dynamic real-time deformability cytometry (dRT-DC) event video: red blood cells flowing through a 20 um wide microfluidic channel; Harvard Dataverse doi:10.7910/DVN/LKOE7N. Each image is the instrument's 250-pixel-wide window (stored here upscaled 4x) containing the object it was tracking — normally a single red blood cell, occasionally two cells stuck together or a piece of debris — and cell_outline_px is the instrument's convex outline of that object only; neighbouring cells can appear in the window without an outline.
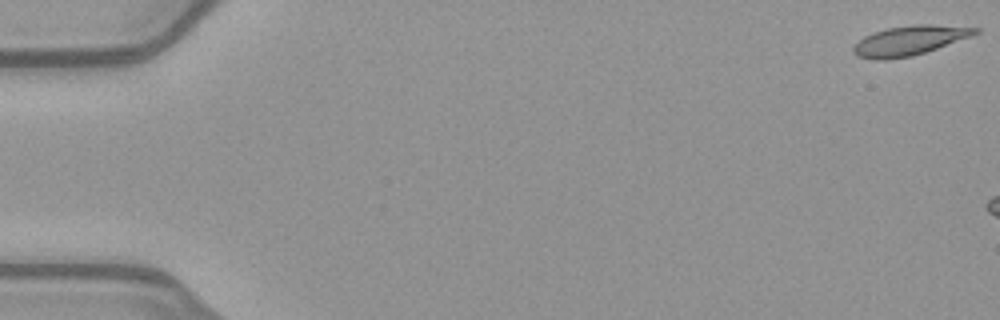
{"species": "common noctule bat (a hibernating species)", "species_latin": "Nyctalus noctula", "temperature_condition": "warm", "stored_images_in_passage": 6, "camera_frame_rate_fps": 3000, "um_per_image_px": 0.085, "animal": {"sex": "female", "body_mass_g": 21.9}, "frame": {"image": 1, "passage_image": 1, "time_ms": 0.0, "image_size_px": [1000, 320], "cell_outline_px": [[980, 32], [972, 36], [912, 56], [880, 60], [876, 60], [856, 56], [852, 52], [852, 48], [864, 36], [872, 32], [888, 28], [916, 24], [932, 24], [980, 28]], "centroid_in_image_um": [77.29, 3.44], "position_along_channel_um": 7.7, "area_um2": 20.87}}